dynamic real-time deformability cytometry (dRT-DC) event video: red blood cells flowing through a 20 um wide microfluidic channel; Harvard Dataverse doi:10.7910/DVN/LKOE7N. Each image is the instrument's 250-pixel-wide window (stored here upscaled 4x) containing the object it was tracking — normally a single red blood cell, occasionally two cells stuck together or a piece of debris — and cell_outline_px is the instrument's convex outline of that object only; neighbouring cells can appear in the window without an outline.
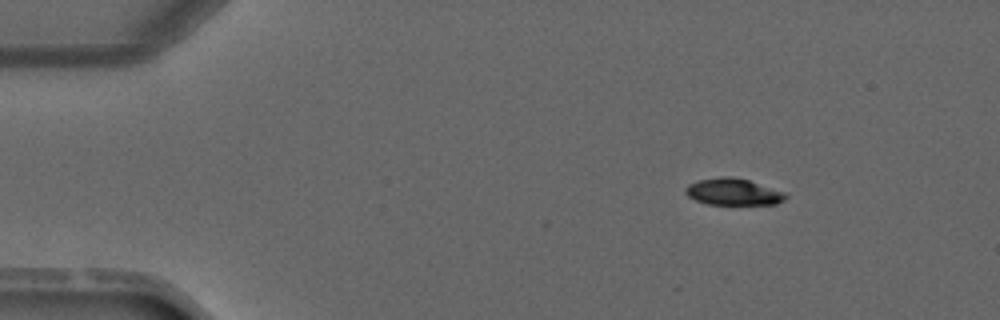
{"species": "common noctule bat (a hibernating species)", "species_latin": "Nyctalus noctula", "temperature_condition": "warm", "stored_images_in_passage": 3, "camera_frame_rate_fps": 3000, "um_per_image_px": 0.085, "animal": {"sex": "male", "forearm_length_mm": 52.5}, "frame": {"image": 1, "passage_image": 1, "time_ms": 0.0, "image_size_px": [1000, 320], "cell_outline_px": [[788, 196], [784, 200], [776, 204], [708, 204], [696, 200], [688, 196], [684, 192], [684, 188], [688, 184], [700, 180], [720, 176], [732, 176], [748, 180], [788, 192]], "centroid_in_image_um": [62.35, 16.3], "position_along_channel_um": 22.6, "area_um2": 15.72}}
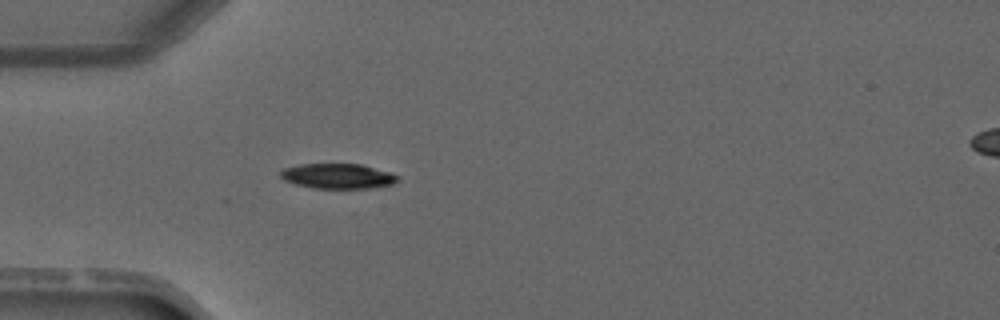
{"frame": {"image": 2, "passage_image": 3, "time_ms": 2.333, "image_size_px": [1000, 320], "cell_outline_px": [[400, 180], [392, 184], [376, 188], [316, 188], [296, 184], [284, 180], [280, 176], [280, 172], [284, 168], [300, 164], [360, 164], [392, 172], [400, 176]], "centroid_in_image_um": [28.77, 14.97], "position_along_channel_um": 56.2, "area_um2": 17.22}}